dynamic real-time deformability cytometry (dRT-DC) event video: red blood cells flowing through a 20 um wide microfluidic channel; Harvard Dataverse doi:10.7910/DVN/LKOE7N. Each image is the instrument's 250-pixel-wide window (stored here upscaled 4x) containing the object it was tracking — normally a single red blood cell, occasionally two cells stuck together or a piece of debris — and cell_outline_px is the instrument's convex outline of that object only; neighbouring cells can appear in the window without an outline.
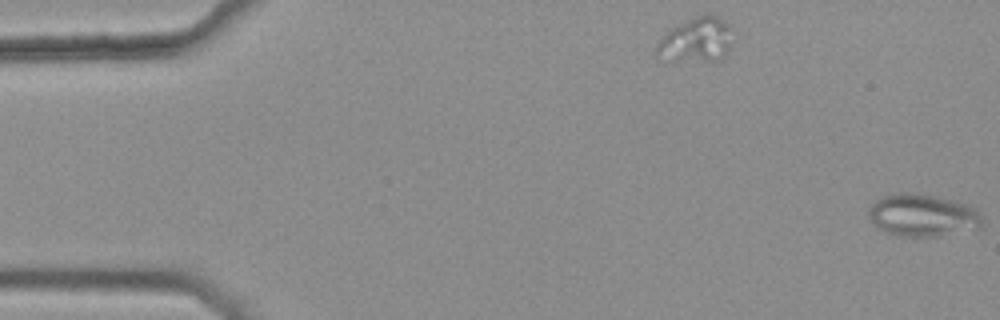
{"species": "common noctule bat (a hibernating species)", "species_latin": "Nyctalus noctula", "temperature_condition": "warm", "stored_images_in_passage": 44, "camera_frame_rate_fps": 3000, "um_per_image_px": 0.085, "animal": {"sex": "female", "body_mass_g": 25.1}, "frame": {"image": 1, "passage_image": 1, "time_ms": 0.0, "image_size_px": [1000, 320], "cell_outline_px": [[980, 228], [940, 236], [896, 236], [884, 232], [872, 220], [868, 212], [868, 208], [876, 200], [884, 196], [900, 192], [912, 192], [936, 196], [952, 200], [976, 208], [980, 216]], "centroid_in_image_um": [78.41, 18.3], "position_along_channel_um": 6.6, "area_um2": 27.86}}
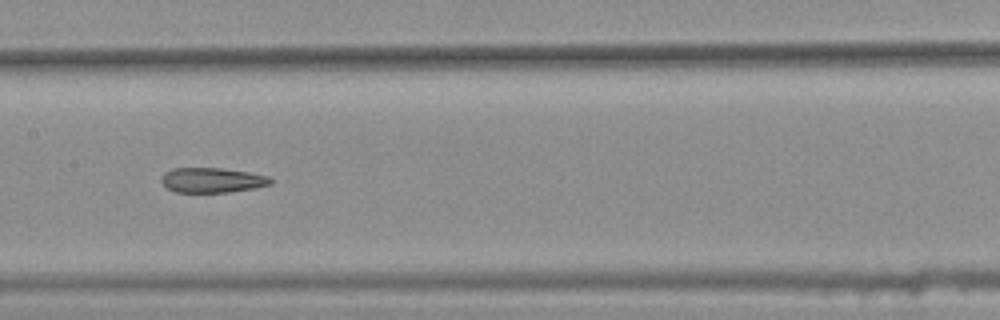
{"frame": {"image": 2, "passage_image": 27, "time_ms": 8.667, "image_size_px": [1000, 320], "cell_outline_px": [[272, 184], [256, 188], [228, 192], [176, 192], [168, 188], [160, 180], [164, 172], [172, 168], [220, 168], [248, 172], [268, 176], [272, 180]], "centroid_in_image_um": [18.03, 15.31], "position_along_channel_um": 189.4, "area_um2": 15.84}}
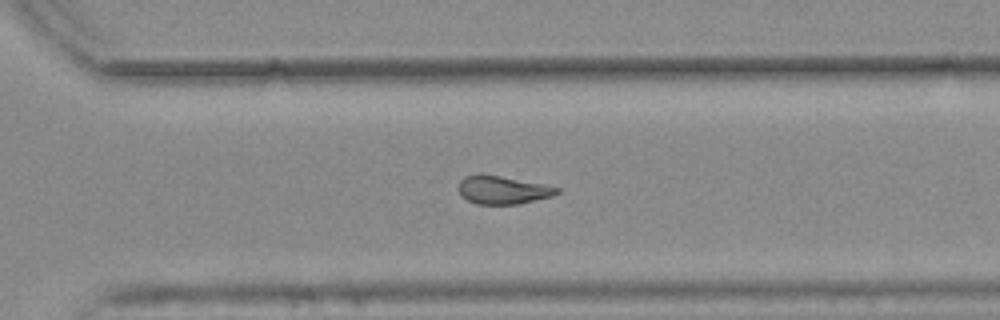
{"frame": {"image": 3, "passage_image": 38, "time_ms": 12.333, "image_size_px": [1000, 320], "cell_outline_px": [[560, 192], [552, 196], [516, 204], [476, 204], [460, 196], [460, 180], [464, 176], [480, 172], [560, 188]], "centroid_in_image_um": [42.67, 16.13], "position_along_channel_um": 327.9, "area_um2": 16.01}, "authors_computed_cell_mechanics": {"area_um2": 17.3111, "velocity_mm_per_s": 3.7786, "shape_relaxation_time_tau1_ms": null, "shape_relaxation_time_tau2_ms": 3.6931, "deformation_change_tau1": null, "deformation_change_tau2": 0.1065}}